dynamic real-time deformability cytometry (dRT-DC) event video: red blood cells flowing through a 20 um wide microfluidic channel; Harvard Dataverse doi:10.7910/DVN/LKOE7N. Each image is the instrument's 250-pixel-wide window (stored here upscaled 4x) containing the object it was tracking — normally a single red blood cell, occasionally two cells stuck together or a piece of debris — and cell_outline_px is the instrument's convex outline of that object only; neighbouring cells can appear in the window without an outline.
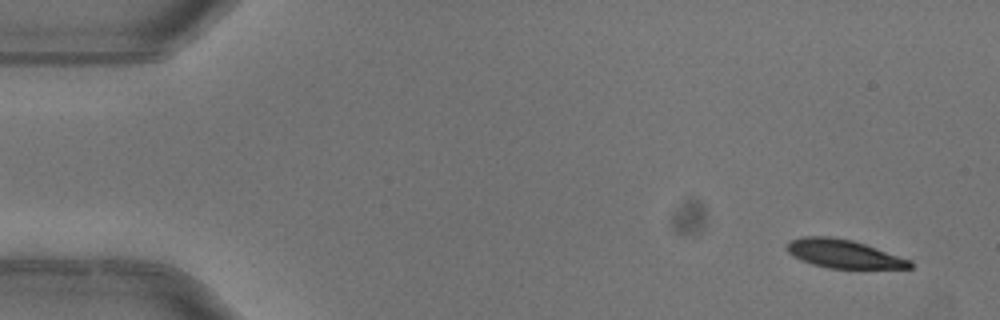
{"species": "common noctule bat (a hibernating species)", "species_latin": "Nyctalus noctula", "temperature_condition": "warm", "stored_images_in_passage": 4, "camera_frame_rate_fps": 3000, "um_per_image_px": 0.085, "animal": {"sex": "female"}, "frame": {"image": 1, "passage_image": 1, "time_ms": 0.0, "image_size_px": [1000, 320], "cell_outline_px": [[912, 268], [828, 268], [812, 264], [800, 260], [792, 256], [784, 248], [792, 240], [804, 236], [832, 236], [852, 240], [912, 260]], "centroid_in_image_um": [71.68, 21.57], "position_along_channel_um": 13.3, "area_um2": 20.35}}
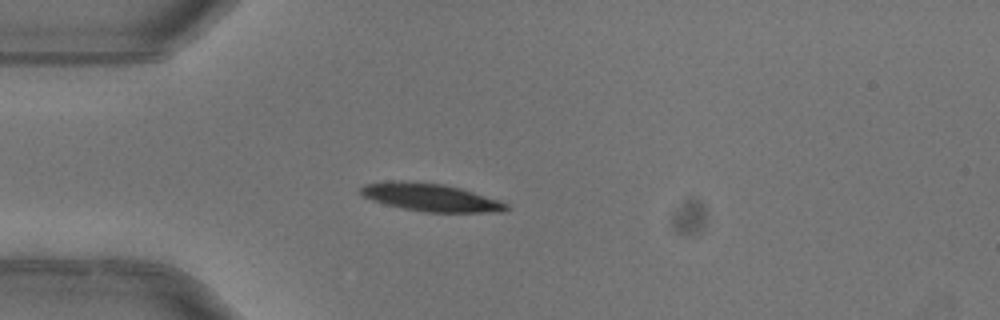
{"frame": {"image": 2, "passage_image": 4, "time_ms": 1.0, "image_size_px": [1000, 320], "cell_outline_px": [[508, 208], [504, 212], [424, 212], [384, 204], [372, 200], [364, 196], [360, 192], [360, 188], [364, 184], [392, 180], [444, 184], [460, 188], [508, 204]], "centroid_in_image_um": [36.55, 16.78], "position_along_channel_um": 48.4, "area_um2": 23.24}}